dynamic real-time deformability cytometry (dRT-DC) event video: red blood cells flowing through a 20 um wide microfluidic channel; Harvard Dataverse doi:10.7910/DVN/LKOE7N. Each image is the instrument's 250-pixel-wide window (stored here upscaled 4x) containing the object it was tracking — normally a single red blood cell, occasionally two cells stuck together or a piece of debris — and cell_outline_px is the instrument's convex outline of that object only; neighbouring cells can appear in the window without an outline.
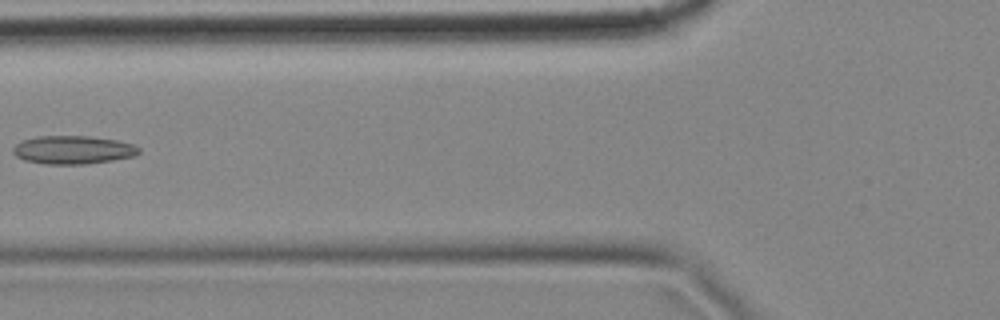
{"species": "common noctule bat (a hibernating species)", "species_latin": "Nyctalus noctula", "temperature_condition": "cold", "stored_images_in_passage": 8, "camera_frame_rate_fps": 3000, "um_per_image_px": 0.085, "animal": {"sex": "female", "body_mass_g": 18.4}, "frame": {"image": 1, "passage_image": 6, "time_ms": 1.667, "image_size_px": [1000, 320], "cell_outline_px": [[140, 152], [136, 156], [112, 160], [84, 164], [44, 164], [24, 160], [16, 156], [12, 152], [12, 148], [20, 140], [36, 136], [88, 136], [116, 140], [132, 144], [140, 148]], "centroid_in_image_um": [6.17, 12.73], "position_along_channel_um": 119.6, "area_um2": 20.87}}
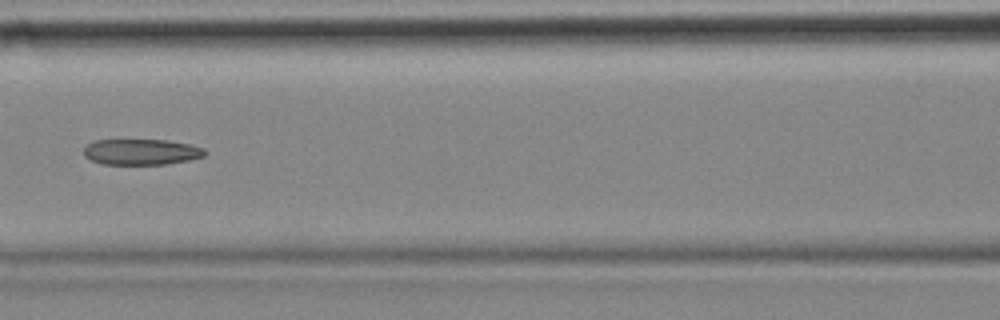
{"frame": {"image": 2, "passage_image": 7, "time_ms": 2.0, "image_size_px": [1000, 320], "cell_outline_px": [[208, 152], [204, 156], [188, 160], [164, 164], [104, 164], [92, 160], [84, 156], [84, 148], [88, 144], [96, 140], [168, 140], [192, 144], [204, 148]], "centroid_in_image_um": [12.05, 12.9], "position_along_channel_um": 154.5, "area_um2": 18.21}}